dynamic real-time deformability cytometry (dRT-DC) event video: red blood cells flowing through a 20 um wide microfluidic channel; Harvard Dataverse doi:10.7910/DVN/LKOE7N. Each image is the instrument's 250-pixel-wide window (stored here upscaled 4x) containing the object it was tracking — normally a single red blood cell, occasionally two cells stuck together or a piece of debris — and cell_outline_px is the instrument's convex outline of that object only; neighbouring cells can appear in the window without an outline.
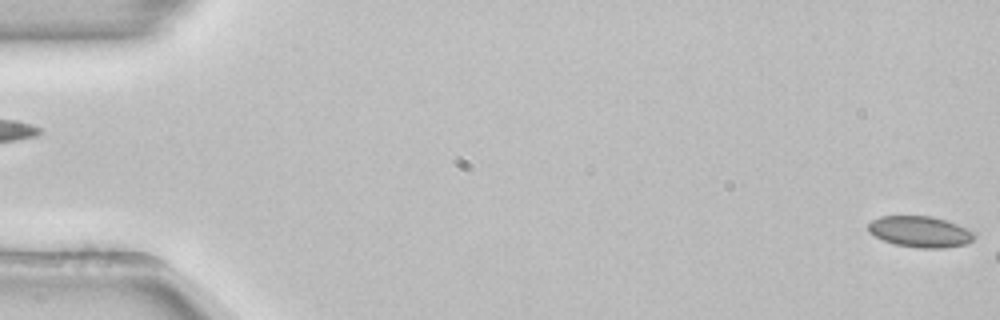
{"species": "common noctule bat (a hibernating species)", "species_latin": "Nyctalus noctula", "temperature_condition": "room temperature", "stored_images_in_passage": 40, "camera_frame_rate_fps": 3000, "um_per_image_px": 0.085, "animal": {"sex": "female", "body_mass_g": 22.7, "forearm_length_mm": 54.2}, "frame": {"image": 1, "passage_image": 1, "time_ms": 0.0, "image_size_px": [1000, 320], "cell_outline_px": [[976, 236], [968, 244], [944, 248], [920, 248], [896, 244], [884, 240], [868, 232], [868, 224], [872, 220], [880, 216], [932, 216], [968, 228], [976, 232]], "centroid_in_image_um": [78.25, 19.69], "position_along_channel_um": 6.8, "area_um2": 19.25}}